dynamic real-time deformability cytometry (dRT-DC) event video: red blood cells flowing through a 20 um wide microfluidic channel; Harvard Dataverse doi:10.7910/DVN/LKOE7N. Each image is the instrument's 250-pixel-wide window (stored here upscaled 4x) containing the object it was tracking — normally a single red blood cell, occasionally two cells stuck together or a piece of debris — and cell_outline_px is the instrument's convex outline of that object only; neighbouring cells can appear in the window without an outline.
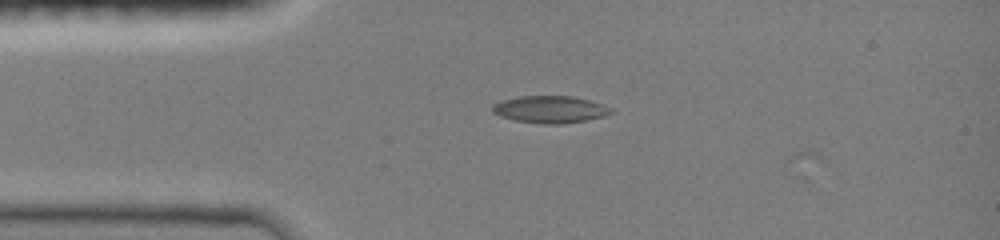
{"species": "common noctule bat (a hibernating species)", "species_latin": "Nyctalus noctula", "temperature_condition": "room temperature", "stored_images_in_passage": 4, "camera_frame_rate_fps": 3000, "um_per_image_px": 0.085, "animal": {"sex": "female", "body_mass_g": 19.0, "forearm_length_mm": 51.5}, "frame": {"image": 1, "passage_image": 2, "time_ms": 0.333, "image_size_px": [1000, 240], "cell_outline_px": [[616, 112], [604, 116], [584, 120], [560, 124], [544, 124], [516, 120], [500, 116], [492, 112], [492, 104], [504, 100], [520, 96], [572, 96], [588, 100], [612, 108]], "centroid_in_image_um": [46.76, 9.3], "position_along_channel_um": 38.2, "area_um2": 18.55}}